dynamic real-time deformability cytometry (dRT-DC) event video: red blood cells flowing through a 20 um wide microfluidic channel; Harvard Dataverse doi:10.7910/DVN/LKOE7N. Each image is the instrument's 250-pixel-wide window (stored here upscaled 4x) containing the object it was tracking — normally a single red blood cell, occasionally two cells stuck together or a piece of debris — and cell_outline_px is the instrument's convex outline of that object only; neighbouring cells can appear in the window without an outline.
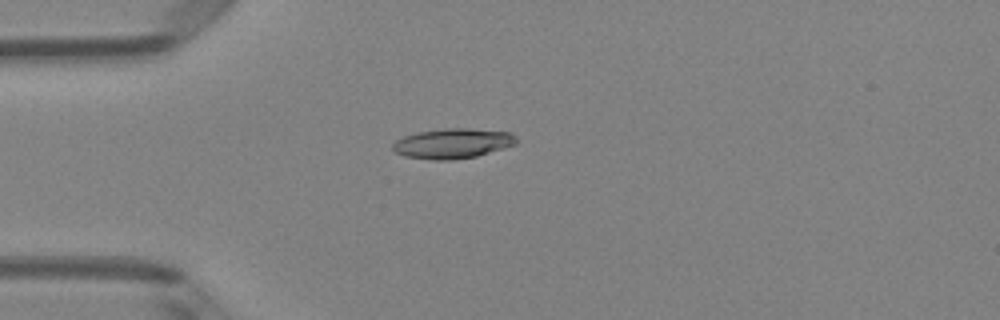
{"species": "Egyptian fruit bat (a non-hibernating species)", "species_latin": "Rousettus aegyptiacus", "temperature_condition": "room temperature", "stored_images_in_passage": 4, "camera_frame_rate_fps": 3000, "um_per_image_px": 0.085, "animal": {"sex": "female"}, "frame": {"image": 1, "passage_image": 3, "time_ms": 0.667, "image_size_px": [1000, 320], "cell_outline_px": [[520, 140], [516, 144], [476, 156], [452, 160], [432, 160], [404, 156], [396, 152], [392, 148], [392, 144], [396, 140], [404, 136], [416, 132], [444, 128], [468, 128], [512, 132]], "centroid_in_image_um": [38.49, 12.18], "position_along_channel_um": 46.5, "area_um2": 21.79}}